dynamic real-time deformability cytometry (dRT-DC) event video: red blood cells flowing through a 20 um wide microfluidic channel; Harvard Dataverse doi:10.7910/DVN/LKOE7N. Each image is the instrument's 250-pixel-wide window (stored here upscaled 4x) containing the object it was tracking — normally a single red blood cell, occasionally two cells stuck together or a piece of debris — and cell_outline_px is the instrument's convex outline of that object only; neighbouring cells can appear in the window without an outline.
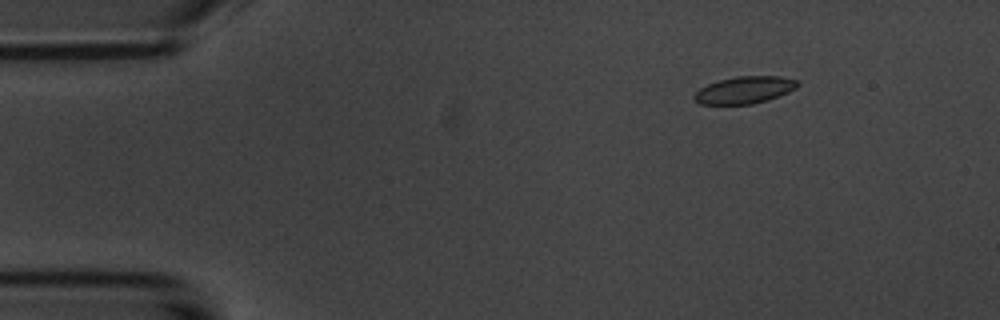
{"species": "common noctule bat (a hibernating species)", "species_latin": "Nyctalus noctula", "temperature_condition": "room temperature", "stored_images_in_passage": 5, "camera_frame_rate_fps": 3000, "um_per_image_px": 0.085, "animal": {"sex": "male", "body_mass_g": 20.1, "forearm_length_mm": 53.5}, "frame": {"image": 1, "passage_image": 5, "time_ms": 4.667, "image_size_px": [1000, 320], "cell_outline_px": [[800, 84], [796, 88], [788, 92], [768, 100], [752, 104], [700, 104], [692, 96], [700, 88], [708, 84], [720, 80], [736, 76], [780, 76], [796, 80]], "centroid_in_image_um": [63.29, 7.64], "position_along_channel_um": 21.7, "area_um2": 16.24}}